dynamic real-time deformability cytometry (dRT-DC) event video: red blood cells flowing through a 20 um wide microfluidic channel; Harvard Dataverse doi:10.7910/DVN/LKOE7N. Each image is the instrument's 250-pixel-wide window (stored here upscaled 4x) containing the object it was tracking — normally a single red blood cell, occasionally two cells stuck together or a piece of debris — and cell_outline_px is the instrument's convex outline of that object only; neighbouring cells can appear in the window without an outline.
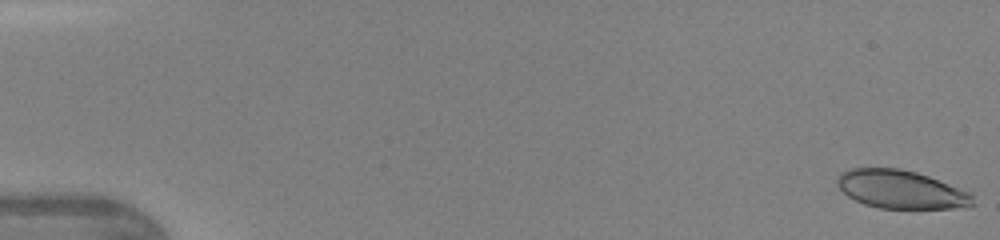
{"species": "human", "species_latin": "Homo sapiens", "temperature_condition": "warm", "stored_images_in_passage": 26, "camera_frame_rate_fps": 3000, "um_per_image_px": 0.085, "donor": {"sex": "female"}, "frame": {"image": 1, "passage_image": 1, "time_ms": 0.0, "image_size_px": [1000, 240], "cell_outline_px": [[976, 204], [964, 208], [880, 208], [864, 204], [848, 196], [836, 184], [836, 180], [844, 172], [852, 168], [900, 168], [916, 172], [928, 176], [968, 192], [972, 196]], "centroid_in_image_um": [76.59, 16.11], "position_along_channel_um": 8.4, "area_um2": 29.94}}
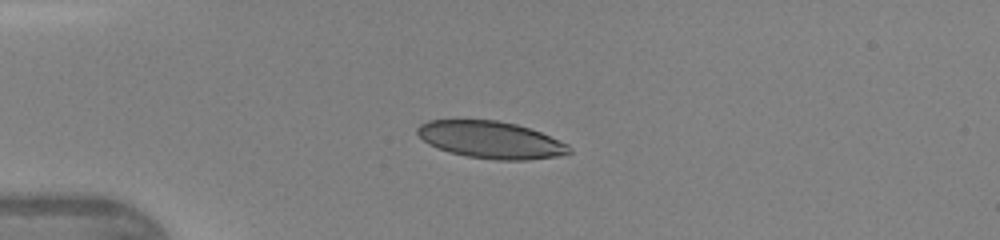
{"frame": {"image": 2, "passage_image": 12, "time_ms": 3.667, "image_size_px": [1000, 240], "cell_outline_px": [[572, 152], [556, 156], [528, 160], [496, 160], [468, 156], [448, 152], [428, 144], [416, 132], [416, 128], [420, 124], [428, 120], [496, 120], [516, 124], [540, 132], [568, 144], [572, 148]], "centroid_in_image_um": [41.71, 11.89], "position_along_channel_um": 43.3, "area_um2": 32.71}}
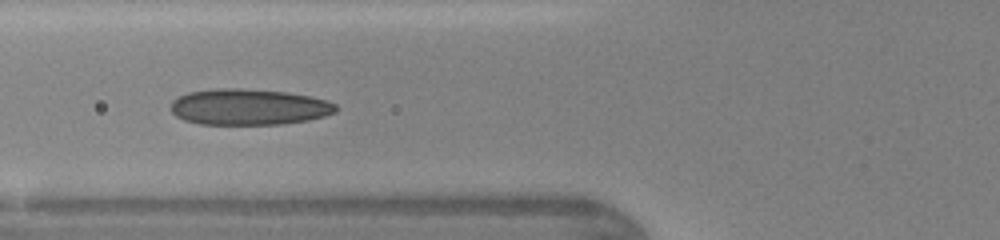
{"frame": {"image": 3, "passage_image": 18, "time_ms": 5.667, "image_size_px": [1000, 240], "cell_outline_px": [[336, 112], [324, 116], [308, 120], [280, 124], [200, 124], [184, 120], [176, 116], [172, 112], [172, 100], [188, 92], [216, 88], [240, 88], [284, 92], [308, 96], [324, 100], [336, 104]], "centroid_in_image_um": [21.12, 9.09], "position_along_channel_um": 104.7, "area_um2": 34.45}}